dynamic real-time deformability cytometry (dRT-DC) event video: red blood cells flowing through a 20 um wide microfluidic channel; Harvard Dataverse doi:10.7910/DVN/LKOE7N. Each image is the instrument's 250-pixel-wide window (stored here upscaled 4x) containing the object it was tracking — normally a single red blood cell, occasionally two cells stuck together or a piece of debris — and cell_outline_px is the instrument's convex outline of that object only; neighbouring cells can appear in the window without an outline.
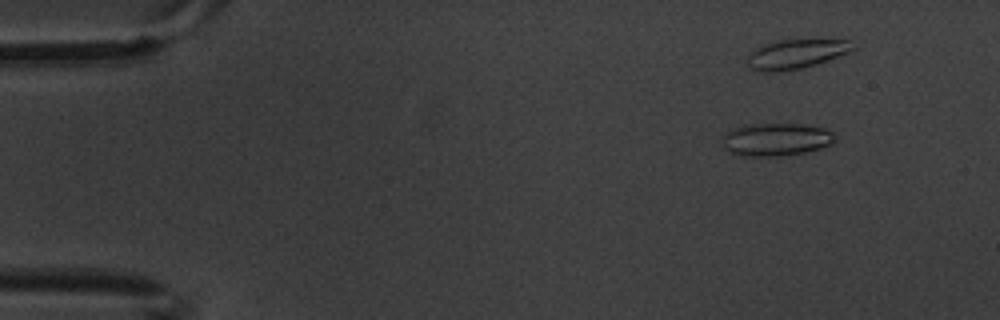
{"species": "common noctule bat (a hibernating species)", "species_latin": "Nyctalus noctula", "temperature_condition": "warm", "stored_images_in_passage": 11, "camera_frame_rate_fps": 3000, "um_per_image_px": 0.085, "animal": {"sex": "male", "body_mass_g": 20.1, "forearm_length_mm": 53.5}, "frame": {"image": 1, "passage_image": 2, "time_ms": 0.333, "image_size_px": [1000, 320], "cell_outline_px": [[836, 140], [832, 144], [820, 148], [804, 152], [780, 156], [740, 156], [724, 148], [724, 136], [732, 128], [744, 124], [804, 124], [824, 128], [832, 132], [836, 136]], "centroid_in_image_um": [65.99, 11.85], "position_along_channel_um": 19.0, "area_um2": 21.56}}
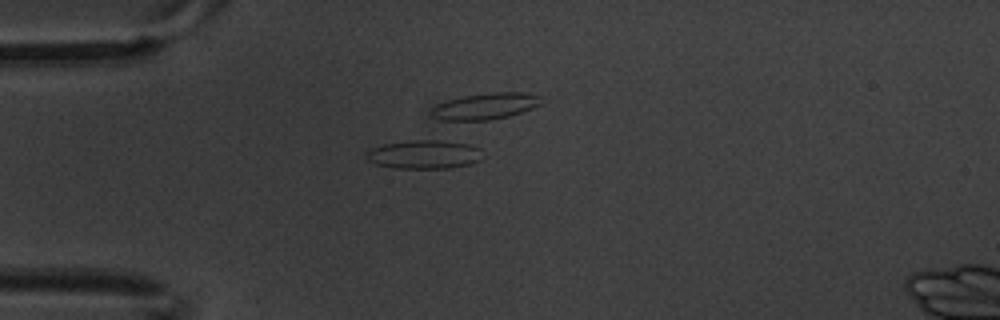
{"frame": {"image": 2, "passage_image": 5, "time_ms": 1.333, "image_size_px": [1000, 320], "cell_outline_px": [[480, 160], [468, 164], [448, 168], [392, 168], [376, 164], [368, 160], [364, 156], [372, 148], [384, 144], [408, 140], [440, 140], [468, 144], [480, 148]], "centroid_in_image_um": [36.02, 13.12], "position_along_channel_um": 49.0, "area_um2": 19.31}}